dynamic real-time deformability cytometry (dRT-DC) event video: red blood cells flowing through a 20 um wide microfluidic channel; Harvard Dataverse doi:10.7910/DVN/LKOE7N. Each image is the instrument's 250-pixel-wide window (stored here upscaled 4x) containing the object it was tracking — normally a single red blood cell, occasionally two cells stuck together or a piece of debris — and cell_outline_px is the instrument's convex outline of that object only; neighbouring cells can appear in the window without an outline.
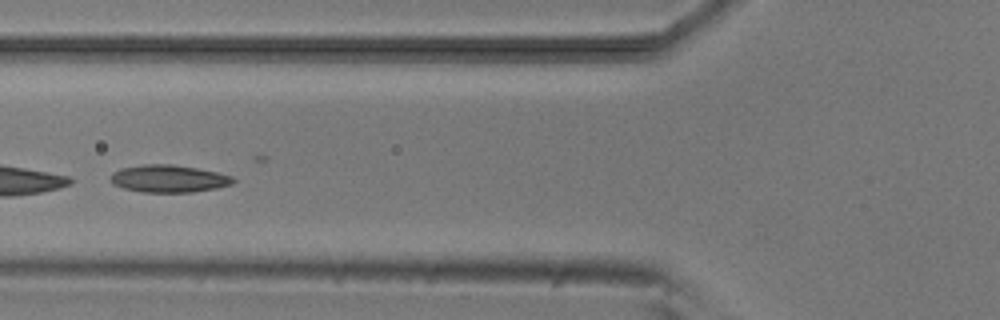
{"species": "common noctule bat (a hibernating species)", "species_latin": "Nyctalus noctula", "temperature_condition": "room temperature", "stored_images_in_passage": 5, "camera_frame_rate_fps": 3000, "um_per_image_px": 0.085, "animal": {"sex": "male", "body_mass_g": 20.5, "forearm_length_mm": 52.5}, "frame": {"image": 1, "passage_image": 5, "time_ms": 4.667, "image_size_px": [1000, 320], "cell_outline_px": [[236, 180], [232, 184], [216, 188], [192, 192], [140, 192], [124, 188], [112, 184], [112, 172], [120, 168], [144, 164], [172, 164], [196, 168], [216, 172], [232, 176]], "centroid_in_image_um": [14.33, 15.18], "position_along_channel_um": 111.5, "area_um2": 19.54}}